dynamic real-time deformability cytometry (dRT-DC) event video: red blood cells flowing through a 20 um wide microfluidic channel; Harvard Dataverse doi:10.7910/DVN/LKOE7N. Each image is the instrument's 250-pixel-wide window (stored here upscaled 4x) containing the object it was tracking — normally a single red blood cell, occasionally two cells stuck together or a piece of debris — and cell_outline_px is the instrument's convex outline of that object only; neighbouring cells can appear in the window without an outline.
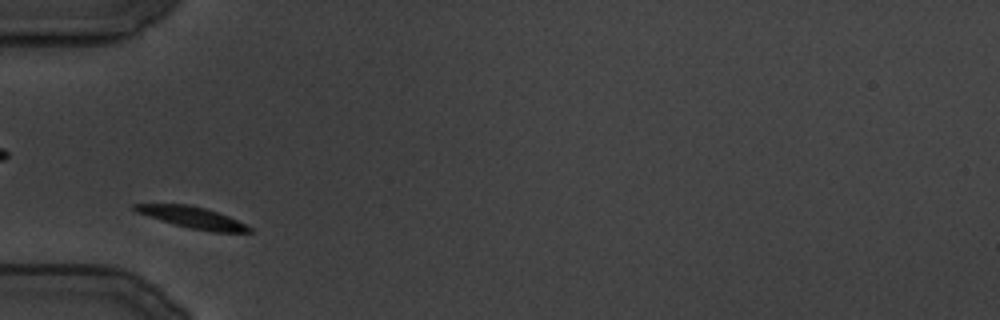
{"species": "common noctule bat (a hibernating species)", "species_latin": "Nyctalus noctula", "temperature_condition": "cold", "stored_images_in_passage": 90, "camera_frame_rate_fps": 3000, "um_per_image_px": 0.085, "animal": {"sex": "male", "body_mass_g": 19.5, "forearm_length_mm": 54.6}, "frame": {"image": 1, "passage_image": 1, "time_ms": 0.0, "image_size_px": [1000, 320], "cell_outline_px": [[252, 232], [212, 232], [192, 228], [176, 224], [136, 212], [132, 208], [132, 204], [188, 204], [204, 208], [228, 216], [252, 228]], "centroid_in_image_um": [16.36, 18.48], "position_along_channel_um": 68.6, "area_um2": 13.87}}
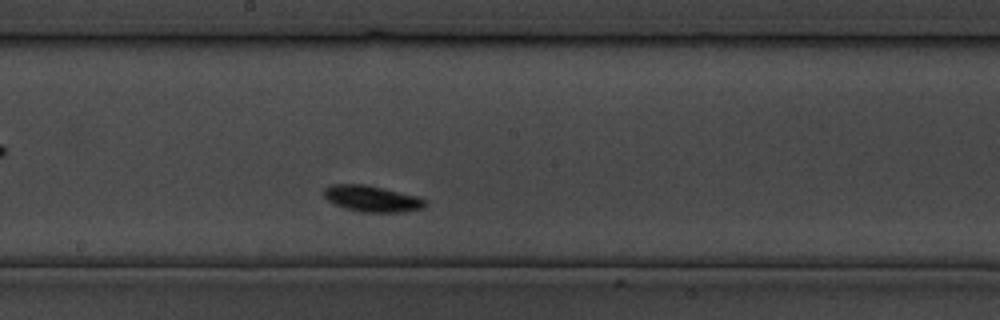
{"frame": {"image": 2, "passage_image": 31, "time_ms": 10.0, "image_size_px": [1000, 320], "cell_outline_px": [[428, 204], [424, 208], [400, 212], [360, 212], [344, 208], [328, 200], [324, 196], [324, 188], [328, 184], [368, 184], [416, 196], [424, 200]], "centroid_in_image_um": [31.59, 16.88], "position_along_channel_um": 216.6, "area_um2": 15.49}}
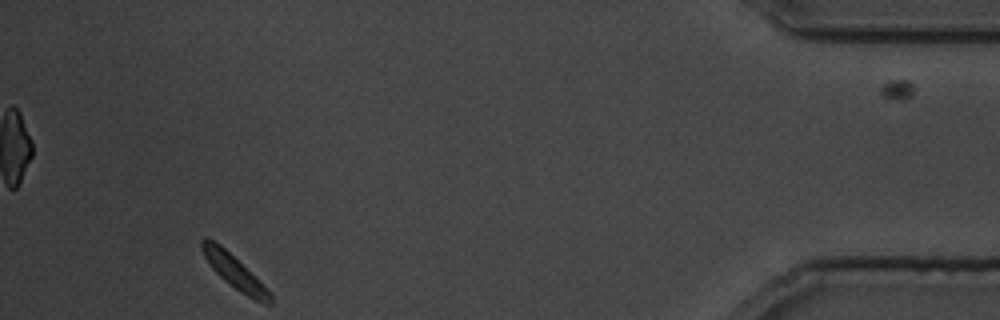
{"frame": {"image": 3, "passage_image": 82, "time_ms": 27.0, "image_size_px": [1000, 320], "cell_outline_px": [[272, 304], [264, 304], [240, 292], [224, 280], [212, 268], [204, 256], [200, 248], [200, 240], [204, 236], [220, 244], [272, 292]], "centroid_in_image_um": [19.92, 23.09], "position_along_channel_um": 415.3, "area_um2": 13.18}}